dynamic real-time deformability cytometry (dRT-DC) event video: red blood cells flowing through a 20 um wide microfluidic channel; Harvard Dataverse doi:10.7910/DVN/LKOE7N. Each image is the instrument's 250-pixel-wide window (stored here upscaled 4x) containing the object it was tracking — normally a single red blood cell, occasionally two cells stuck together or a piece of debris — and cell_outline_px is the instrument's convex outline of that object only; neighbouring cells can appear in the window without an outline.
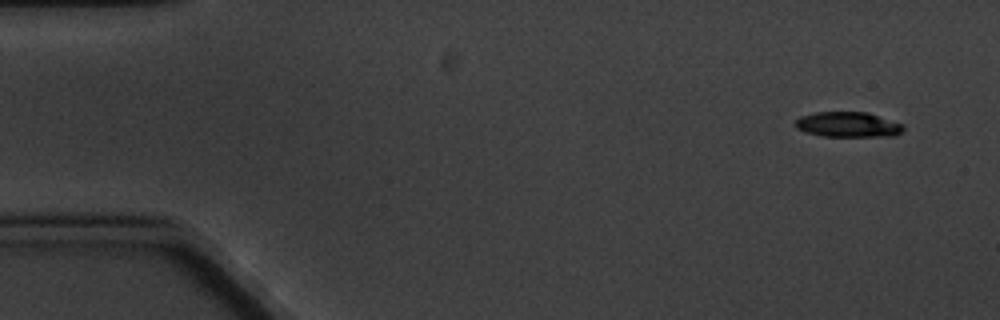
{"species": "common noctule bat (a hibernating species)", "species_latin": "Nyctalus noctula", "temperature_condition": "cold", "stored_images_in_passage": 5, "camera_frame_rate_fps": 3000, "um_per_image_px": 0.085, "animal": {"sex": "male", "body_mass_g": 20.1, "forearm_length_mm": 53.5}, "frame": {"image": 1, "passage_image": 1, "time_ms": 0.0, "image_size_px": [1000, 320], "cell_outline_px": [[904, 128], [896, 136], [824, 136], [804, 132], [796, 128], [796, 120], [800, 116], [816, 112], [868, 112], [904, 124]], "centroid_in_image_um": [72.09, 10.58], "position_along_channel_um": 12.9, "area_um2": 15.9}}
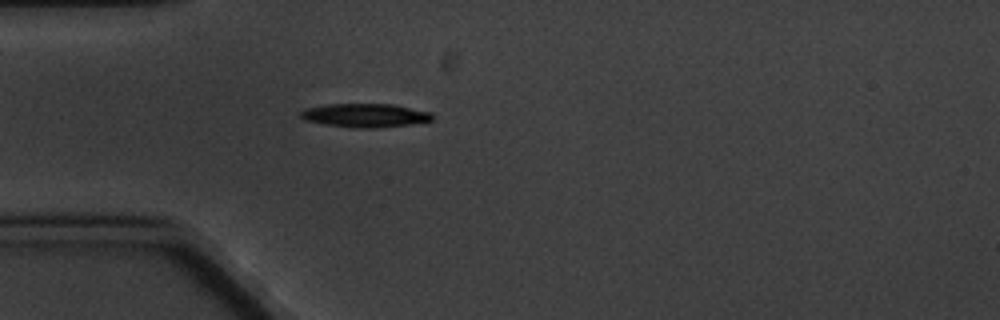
{"frame": {"image": 2, "passage_image": 5, "time_ms": 4.333, "image_size_px": [1000, 320], "cell_outline_px": [[436, 116], [432, 120], [412, 124], [372, 128], [352, 128], [324, 124], [304, 120], [300, 116], [300, 112], [304, 108], [328, 104], [392, 104], [432, 112]], "centroid_in_image_um": [31.05, 9.8], "position_along_channel_um": 54.0, "area_um2": 18.32}}